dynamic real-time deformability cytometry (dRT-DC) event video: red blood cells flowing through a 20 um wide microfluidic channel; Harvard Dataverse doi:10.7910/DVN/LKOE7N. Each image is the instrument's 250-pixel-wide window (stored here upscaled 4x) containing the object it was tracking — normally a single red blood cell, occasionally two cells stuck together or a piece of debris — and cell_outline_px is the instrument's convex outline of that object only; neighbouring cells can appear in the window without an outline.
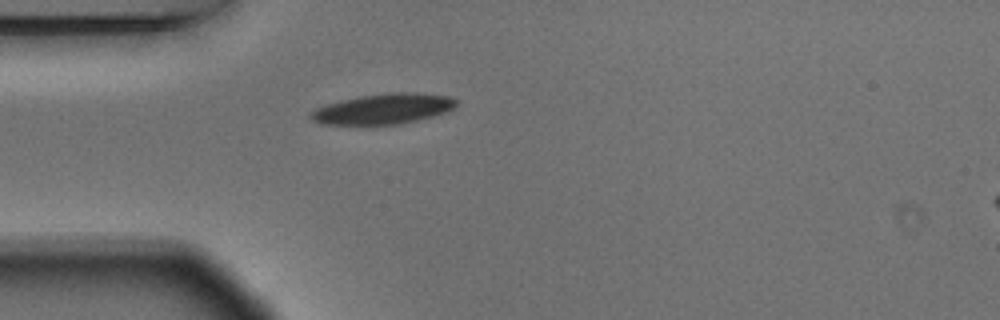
{"species": "Egyptian fruit bat (a non-hibernating species)", "species_latin": "Rousettus aegyptiacus", "temperature_condition": "warm", "stored_images_in_passage": 34, "camera_frame_rate_fps": 3000, "um_per_image_px": 0.085, "animal": {"sex": "male"}, "frame": {"image": 1, "passage_image": 1, "time_ms": 0.0, "image_size_px": [1000, 320], "cell_outline_px": [[456, 104], [448, 112], [400, 124], [320, 124], [312, 120], [308, 116], [308, 112], [316, 108], [340, 100], [360, 96], [388, 92], [416, 92], [448, 96], [456, 100]], "centroid_in_image_um": [32.55, 9.25], "position_along_channel_um": 52.5, "area_um2": 25.72}}
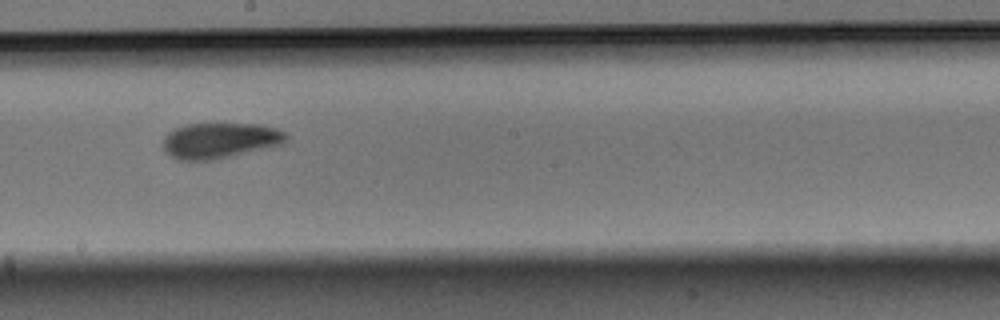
{"frame": {"image": 2, "passage_image": 16, "time_ms": 5.0, "image_size_px": [1000, 320], "cell_outline_px": [[288, 136], [280, 144], [212, 160], [176, 160], [164, 152], [164, 136], [168, 132], [184, 124], [260, 124], [276, 128], [284, 132]], "centroid_in_image_um": [18.62, 11.93], "position_along_channel_um": 229.6, "area_um2": 25.2}}
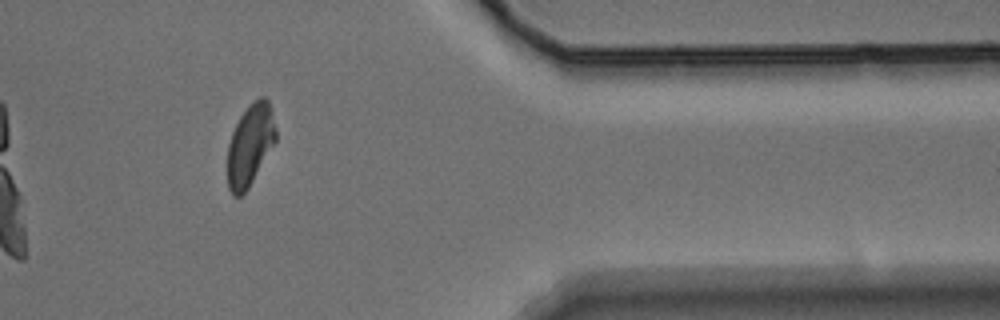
{"frame": {"image": 3, "passage_image": 31, "time_ms": 10.0, "image_size_px": [1000, 320], "cell_outline_px": [[276, 140], [248, 188], [240, 196], [232, 196], [228, 188], [228, 144], [232, 132], [240, 116], [248, 104], [260, 96], [264, 96], [268, 100], [272, 112], [276, 128]], "centroid_in_image_um": [21.25, 12.29], "position_along_channel_um": 390.1, "area_um2": 22.83}, "authors_computed_cell_mechanics": {"area_um2": 25.3742, "velocity_mm_per_s": 3.6601, "shape_relaxation_time_tau1_ms": 3.1518, "shape_relaxation_time_tau2_ms": 4.4723, "deformation_change_tau1": 0.1412, "deformation_change_tau2": 0.0972}}